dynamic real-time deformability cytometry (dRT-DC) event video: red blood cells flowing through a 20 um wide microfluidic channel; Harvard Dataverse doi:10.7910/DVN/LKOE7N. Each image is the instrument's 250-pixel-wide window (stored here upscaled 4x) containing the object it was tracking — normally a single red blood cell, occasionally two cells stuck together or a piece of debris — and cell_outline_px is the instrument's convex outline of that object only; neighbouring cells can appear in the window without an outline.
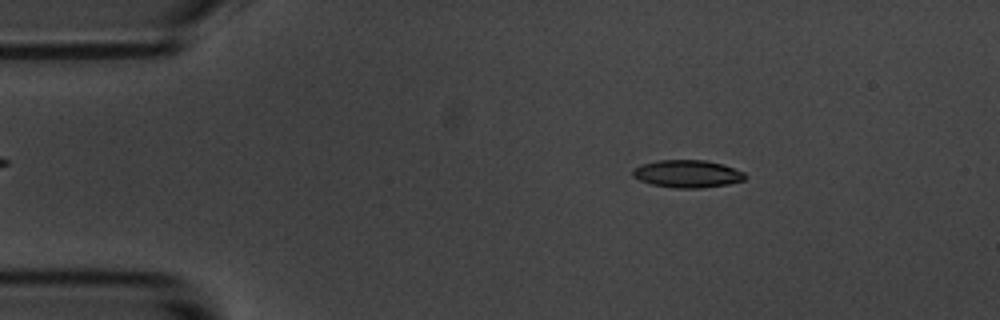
{"species": "common noctule bat (a hibernating species)", "species_latin": "Nyctalus noctula", "temperature_condition": "room temperature", "stored_images_in_passage": 57, "camera_frame_rate_fps": 3000, "um_per_image_px": 0.085, "animal": {"sex": "male", "body_mass_g": 20.1, "forearm_length_mm": 53.5}, "frame": {"image": 1, "passage_image": 9, "time_ms": 2.667, "image_size_px": [1000, 320], "cell_outline_px": [[748, 176], [744, 180], [728, 184], [700, 188], [676, 188], [652, 184], [640, 180], [632, 176], [632, 168], [640, 164], [656, 160], [704, 160], [724, 164], [744, 172]], "centroid_in_image_um": [58.42, 14.76], "position_along_channel_um": 26.6, "area_um2": 18.21}}
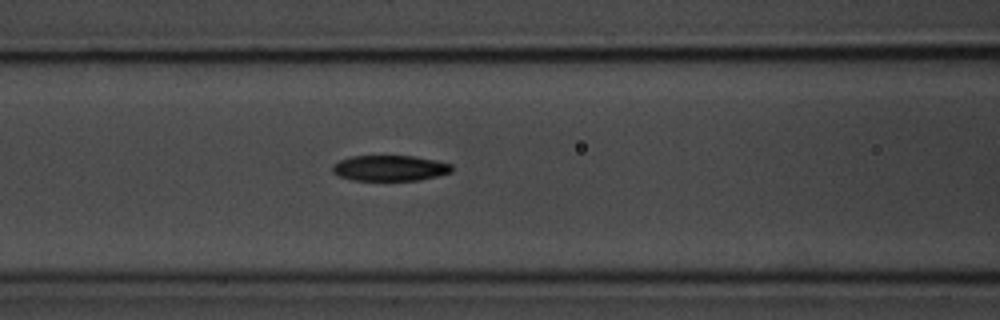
{"frame": {"image": 2, "passage_image": 23, "time_ms": 7.333, "image_size_px": [1000, 320], "cell_outline_px": [[452, 172], [420, 180], [352, 180], [340, 176], [332, 172], [332, 164], [340, 160], [352, 156], [412, 156], [436, 160], [452, 164]], "centroid_in_image_um": [33.13, 14.29], "position_along_channel_um": 133.5, "area_um2": 17.8}}
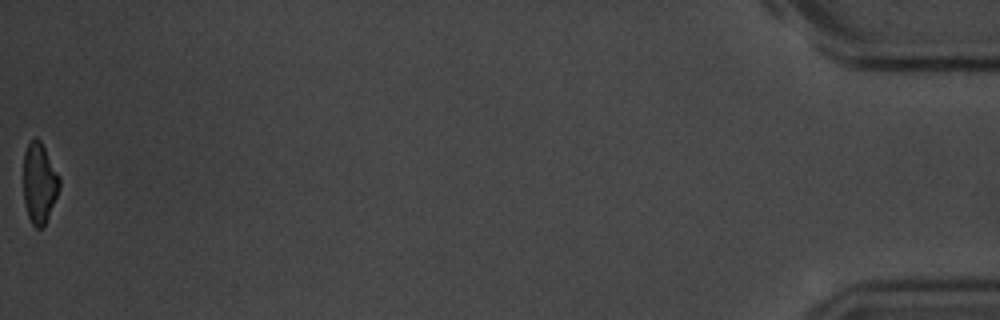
{"frame": {"image": 3, "passage_image": 57, "time_ms": 18.667, "image_size_px": [1000, 320], "cell_outline_px": [[60, 188], [48, 216], [44, 224], [40, 228], [36, 228], [32, 224], [28, 216], [24, 204], [24, 152], [28, 144], [36, 136], [40, 140], [60, 176]], "centroid_in_image_um": [3.34, 15.55], "position_along_channel_um": 431.9, "area_um2": 16.76}, "authors_computed_cell_mechanics": {"area_um2": 18.3226, "velocity_mm_per_s": 3.5159, "shape_relaxation_time_tau1_ms": 4.6158, "shape_relaxation_time_tau2_ms": 7.652, "deformation_change_tau1": 0.1696, "deformation_change_tau2": 0.1521}}